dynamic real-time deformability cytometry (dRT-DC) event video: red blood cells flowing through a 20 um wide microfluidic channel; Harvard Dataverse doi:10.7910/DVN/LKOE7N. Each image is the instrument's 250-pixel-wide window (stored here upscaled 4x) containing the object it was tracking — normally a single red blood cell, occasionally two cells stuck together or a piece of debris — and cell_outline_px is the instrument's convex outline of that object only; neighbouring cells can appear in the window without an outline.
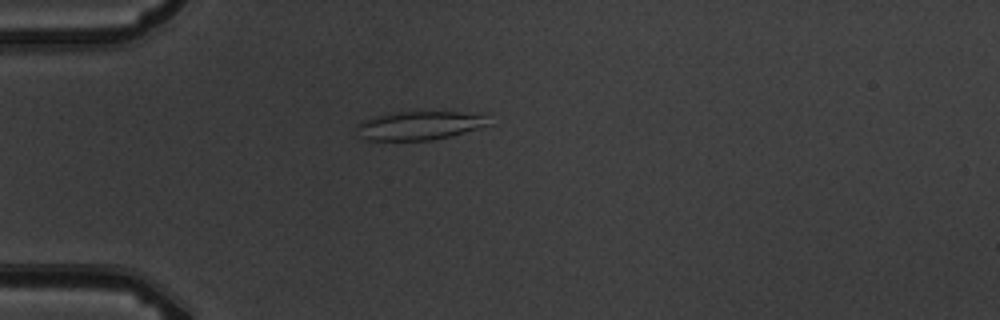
{"species": "common noctule bat (a hibernating species)", "species_latin": "Nyctalus noctula", "temperature_condition": "warm", "stored_images_in_passage": 1, "camera_frame_rate_fps": 3000, "um_per_image_px": 0.085, "animal": {"sex": "male", "body_mass_g": 19.5, "forearm_length_mm": 54.6}, "frame": {"image": 1, "passage_image": 1, "time_ms": 0.0, "image_size_px": [1000, 320], "cell_outline_px": [[488, 124], [484, 128], [432, 140], [364, 140], [360, 136], [356, 128], [356, 124], [360, 120], [376, 116], [396, 112], [488, 112]], "centroid_in_image_um": [35.72, 10.66], "position_along_channel_um": 49.3, "area_um2": 22.48}}